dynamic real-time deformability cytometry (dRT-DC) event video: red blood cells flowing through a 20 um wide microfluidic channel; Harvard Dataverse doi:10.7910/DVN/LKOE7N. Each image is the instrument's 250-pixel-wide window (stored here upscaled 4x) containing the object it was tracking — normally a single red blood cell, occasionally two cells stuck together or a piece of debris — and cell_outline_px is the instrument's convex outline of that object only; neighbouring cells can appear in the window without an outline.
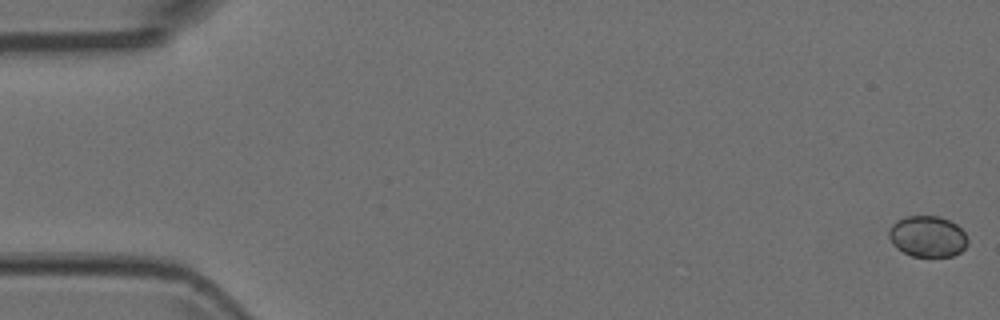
{"species": "Egyptian fruit bat (a non-hibernating species)", "species_latin": "Rousettus aegyptiacus", "temperature_condition": "room temperature", "stored_images_in_passage": 5, "camera_frame_rate_fps": 3000, "um_per_image_px": 0.085, "animal": {"sex": "female"}, "frame": {"image": 1, "passage_image": 1, "time_ms": 0.0, "image_size_px": [1000, 320], "cell_outline_px": [[968, 244], [960, 252], [952, 256], [912, 256], [896, 248], [892, 244], [888, 236], [888, 228], [896, 220], [904, 216], [940, 216], [956, 224], [968, 236]], "centroid_in_image_um": [78.82, 20.08], "position_along_channel_um": 6.2, "area_um2": 19.07}}
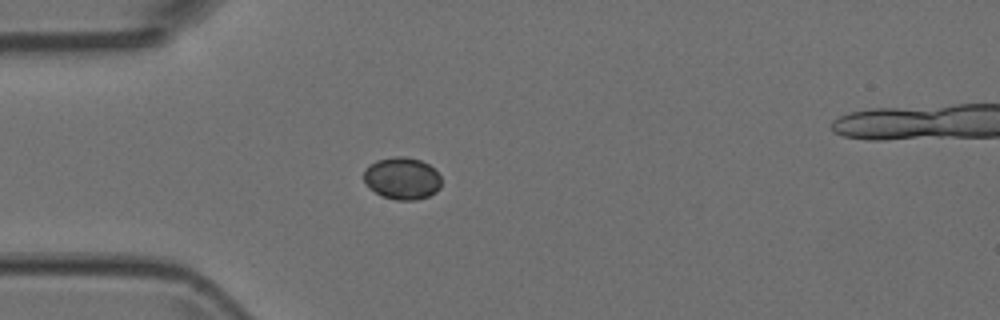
{"frame": {"image": 2, "passage_image": 5, "time_ms": 1.333, "image_size_px": [1000, 320], "cell_outline_px": [[440, 188], [436, 192], [428, 196], [416, 200], [396, 200], [384, 196], [368, 188], [364, 180], [364, 168], [376, 160], [392, 156], [404, 156], [420, 160], [428, 164], [440, 176]], "centroid_in_image_um": [34.16, 15.15], "position_along_channel_um": 50.8, "area_um2": 19.07}}